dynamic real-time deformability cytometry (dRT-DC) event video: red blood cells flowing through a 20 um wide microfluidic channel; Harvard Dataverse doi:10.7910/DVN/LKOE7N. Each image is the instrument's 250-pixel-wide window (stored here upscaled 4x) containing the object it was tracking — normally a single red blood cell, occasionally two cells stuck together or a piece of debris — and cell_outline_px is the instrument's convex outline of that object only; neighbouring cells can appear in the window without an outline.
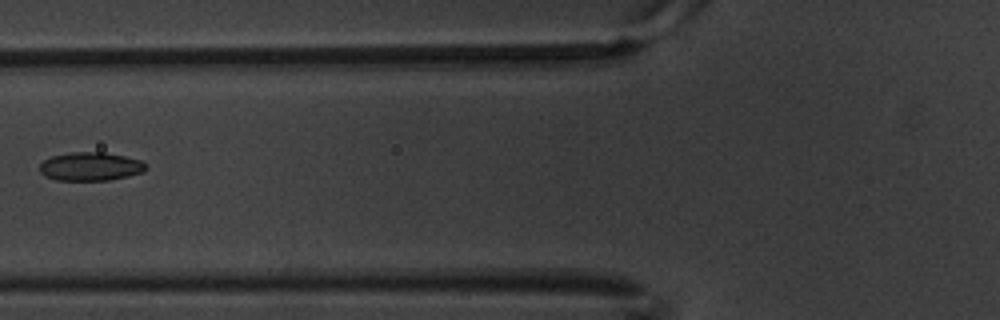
{"species": "common noctule bat (a hibernating species)", "species_latin": "Nyctalus noctula", "temperature_condition": "warm", "stored_images_in_passage": 10, "camera_frame_rate_fps": 3000, "um_per_image_px": 0.085, "animal": {"sex": "male", "body_mass_g": 20.1, "forearm_length_mm": 53.5}, "frame": {"image": 1, "passage_image": 6, "time_ms": 1.667, "image_size_px": [1000, 320], "cell_outline_px": [[148, 168], [144, 172], [128, 176], [108, 180], [56, 180], [44, 176], [40, 172], [40, 164], [44, 160], [52, 156], [72, 152], [104, 152], [124, 156], [140, 160], [148, 164]], "centroid_in_image_um": [7.72, 14.15], "position_along_channel_um": 118.1, "area_um2": 17.74}}
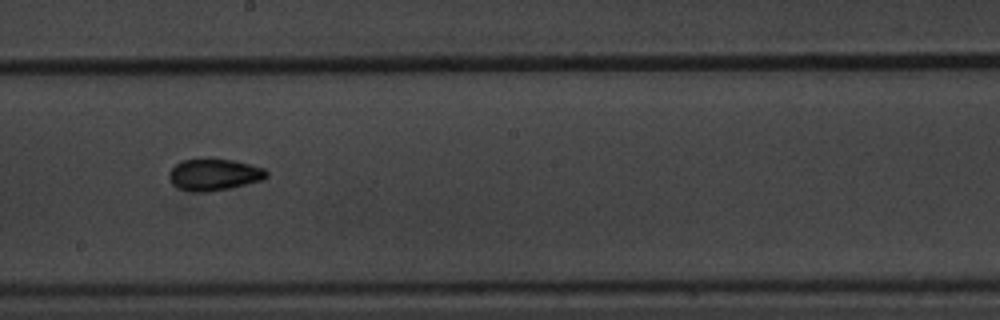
{"frame": {"image": 2, "passage_image": 9, "time_ms": 2.667, "image_size_px": [1000, 320], "cell_outline_px": [[268, 176], [264, 180], [232, 188], [204, 192], [192, 192], [180, 188], [172, 184], [168, 176], [168, 172], [180, 160], [208, 156], [212, 156], [232, 160], [264, 168], [268, 172]], "centroid_in_image_um": [18.19, 14.81], "position_along_channel_um": 230.0, "area_um2": 18.67}}
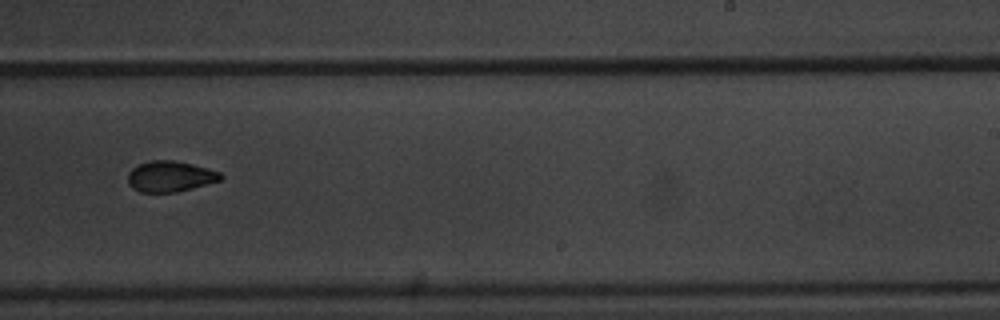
{"frame": {"image": 3, "passage_image": 10, "time_ms": 3.0, "image_size_px": [1000, 320], "cell_outline_px": [[224, 176], [220, 180], [192, 188], [176, 192], [140, 192], [132, 188], [128, 184], [128, 172], [132, 168], [140, 164], [152, 160], [172, 160], [192, 164], [220, 172]], "centroid_in_image_um": [14.44, 15.0], "position_along_channel_um": 274.6, "area_um2": 16.53}}